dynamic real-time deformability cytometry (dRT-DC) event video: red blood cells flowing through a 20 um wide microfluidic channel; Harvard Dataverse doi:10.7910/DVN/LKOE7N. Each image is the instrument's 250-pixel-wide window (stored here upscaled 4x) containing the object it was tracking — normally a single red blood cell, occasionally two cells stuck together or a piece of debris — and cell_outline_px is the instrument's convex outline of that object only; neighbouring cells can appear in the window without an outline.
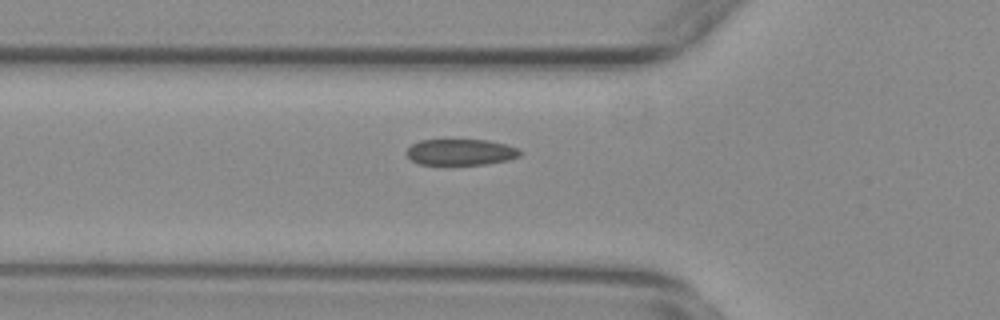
{"species": "common noctule bat (a hibernating species)", "species_latin": "Nyctalus noctula", "temperature_condition": "warm", "stored_images_in_passage": 33, "camera_frame_rate_fps": 3000, "um_per_image_px": 0.085, "animal": {"sex": "female", "body_mass_g": 29.2, "forearm_length_mm": 56.3}, "frame": {"image": 1, "passage_image": 2, "time_ms": 0.333, "image_size_px": [1000, 320], "cell_outline_px": [[520, 156], [508, 160], [484, 164], [420, 164], [412, 160], [408, 156], [408, 148], [412, 144], [420, 140], [488, 140], [520, 148]], "centroid_in_image_um": [39.19, 12.92], "position_along_channel_um": 86.6, "area_um2": 17.05}}
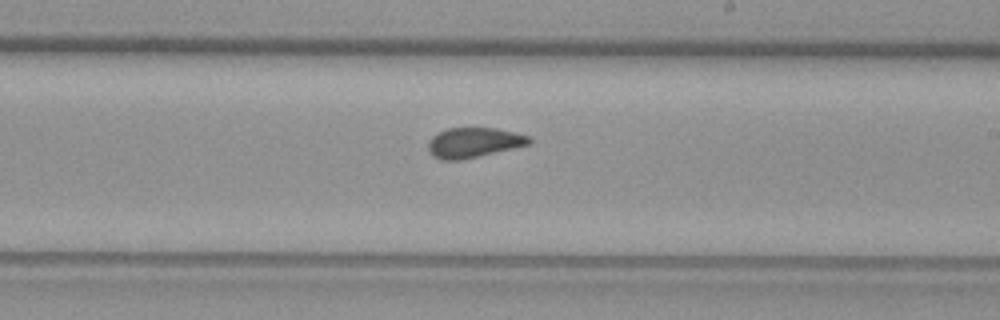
{"frame": {"image": 2, "passage_image": 15, "time_ms": 4.667, "image_size_px": [1000, 320], "cell_outline_px": [[532, 140], [528, 144], [460, 160], [440, 160], [428, 148], [428, 140], [436, 132], [448, 128], [496, 128], [516, 132], [532, 136]], "centroid_in_image_um": [40.26, 12.09], "position_along_channel_um": 248.7, "area_um2": 17.46}}
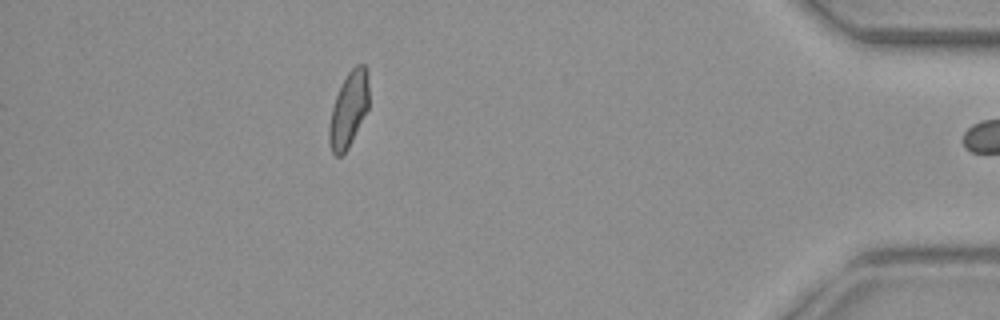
{"frame": {"image": 3, "passage_image": 32, "time_ms": 10.333, "image_size_px": [1000, 320], "cell_outline_px": [[368, 108], [348, 148], [340, 156], [336, 156], [332, 152], [328, 140], [328, 128], [332, 108], [336, 96], [348, 72], [356, 64], [364, 64], [368, 68]], "centroid_in_image_um": [29.64, 9.29], "position_along_channel_um": 405.6, "area_um2": 17.28}}